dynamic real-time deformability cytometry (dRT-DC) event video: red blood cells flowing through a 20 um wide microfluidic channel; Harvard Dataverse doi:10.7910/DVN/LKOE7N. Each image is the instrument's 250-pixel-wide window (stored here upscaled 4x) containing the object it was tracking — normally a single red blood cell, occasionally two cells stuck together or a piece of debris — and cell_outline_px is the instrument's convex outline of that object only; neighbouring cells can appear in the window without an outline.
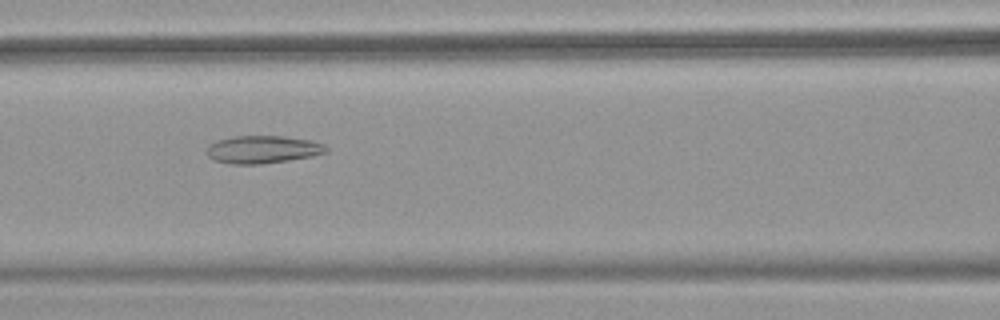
{"species": "common noctule bat (a hibernating species)", "species_latin": "Nyctalus noctula", "temperature_condition": "warm", "stored_images_in_passage": 52, "camera_frame_rate_fps": 3000, "um_per_image_px": 0.085, "animal": {"sex": "female", "body_mass_g": 18.4}, "frame": {"image": 1, "passage_image": 23, "time_ms": 7.333, "image_size_px": [1000, 320], "cell_outline_px": [[328, 152], [312, 156], [288, 160], [260, 164], [232, 164], [216, 160], [208, 156], [208, 144], [216, 140], [236, 136], [280, 136], [308, 140], [324, 144], [328, 148]], "centroid_in_image_um": [22.34, 12.7], "position_along_channel_um": 144.3, "area_um2": 19.07}}
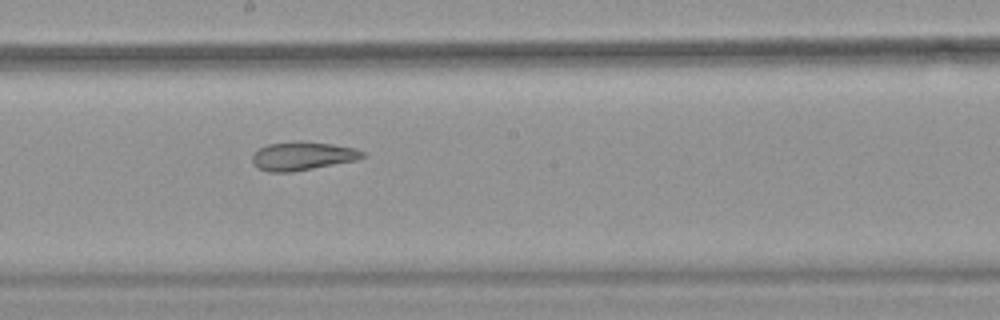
{"frame": {"image": 2, "passage_image": 29, "time_ms": 9.333, "image_size_px": [1000, 320], "cell_outline_px": [[364, 156], [356, 160], [292, 172], [268, 172], [256, 168], [252, 164], [252, 156], [260, 148], [268, 144], [332, 144], [352, 148], [364, 152]], "centroid_in_image_um": [25.66, 13.32], "position_along_channel_um": 222.5, "area_um2": 17.34}}
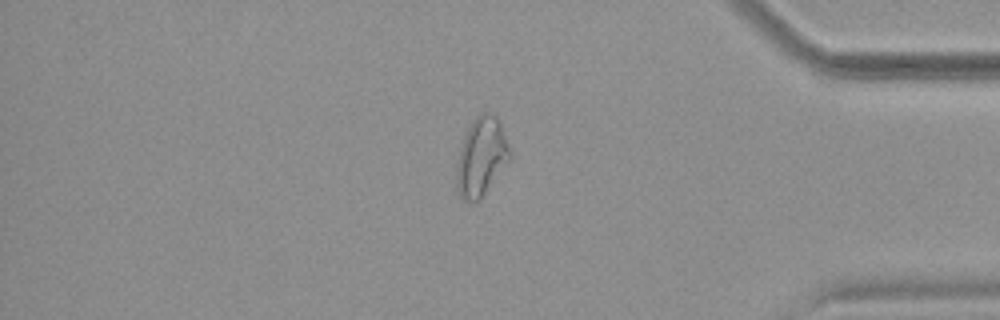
{"frame": {"image": 3, "passage_image": 44, "time_ms": 14.333, "image_size_px": [1000, 320], "cell_outline_px": [[512, 156], [480, 200], [476, 204], [472, 204], [464, 200], [460, 196], [456, 188], [456, 168], [460, 148], [464, 136], [472, 120], [480, 112], [492, 112], [500, 120]], "centroid_in_image_um": [40.9, 13.33], "position_along_channel_um": 394.3, "area_um2": 24.68}, "authors_computed_cell_mechanics": {"area_um2": 24.6806, "velocity_mm_per_s": 3.9348, "shape_relaxation_time_tau1_ms": null, "shape_relaxation_time_tau2_ms": 3.0925, "deformation_change_tau1": null, "deformation_change_tau2": 0.1088}}